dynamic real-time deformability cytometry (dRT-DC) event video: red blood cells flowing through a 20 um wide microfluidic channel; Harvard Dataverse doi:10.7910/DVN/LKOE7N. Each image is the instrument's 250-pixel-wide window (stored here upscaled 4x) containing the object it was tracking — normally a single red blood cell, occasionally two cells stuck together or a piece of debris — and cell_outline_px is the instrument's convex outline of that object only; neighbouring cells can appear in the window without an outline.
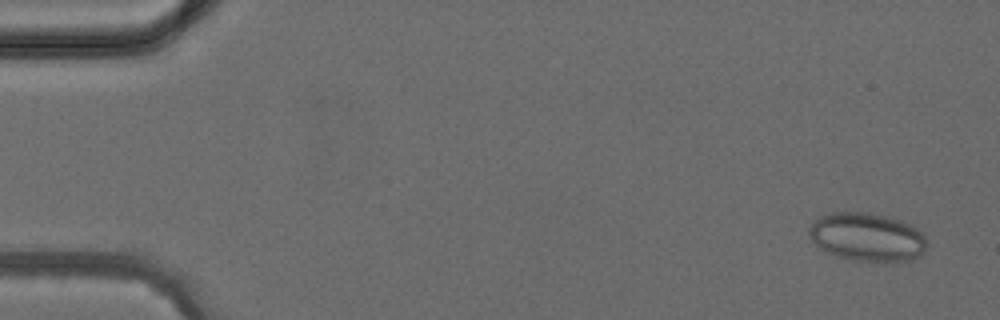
{"species": "common noctule bat (a hibernating species)", "species_latin": "Nyctalus noctula", "temperature_condition": "cold", "stored_images_in_passage": 5, "camera_frame_rate_fps": 3000, "um_per_image_px": 0.085, "animal": {"sex": "female", "body_mass_g": 24.6, "forearm_length_mm": 56.2}, "frame": {"image": 1, "passage_image": 1, "time_ms": 0.0, "image_size_px": [1000, 320], "cell_outline_px": [[924, 252], [920, 256], [908, 260], [852, 260], [836, 256], [820, 248], [808, 236], [808, 232], [812, 224], [820, 216], [832, 212], [868, 212], [888, 216], [912, 224], [924, 236]], "centroid_in_image_um": [73.68, 20.12], "position_along_channel_um": 11.3, "area_um2": 32.83}}